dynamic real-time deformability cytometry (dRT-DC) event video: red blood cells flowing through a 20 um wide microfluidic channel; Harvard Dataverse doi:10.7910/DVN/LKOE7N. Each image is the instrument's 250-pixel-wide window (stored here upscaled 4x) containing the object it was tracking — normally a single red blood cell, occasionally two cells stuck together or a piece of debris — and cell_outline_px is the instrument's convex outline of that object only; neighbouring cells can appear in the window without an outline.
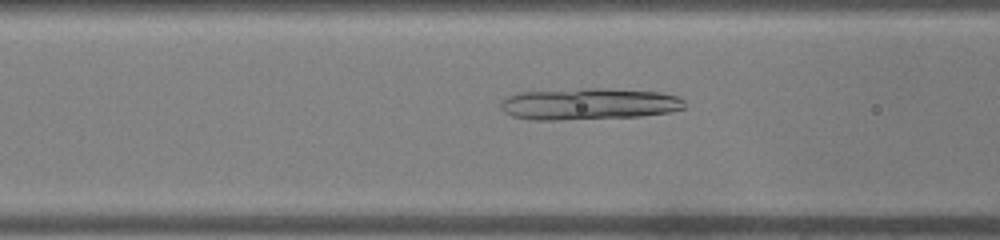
{"species": "common noctule bat (a hibernating species)", "species_latin": "Nyctalus noctula", "temperature_condition": "warm", "stored_images_in_passage": 42, "camera_frame_rate_fps": 3000, "um_per_image_px": 0.085, "animal": {"sex": "male", "body_mass_g": 19.0, "forearm_length_mm": 50.8}, "frame": {"image": 1, "passage_image": 14, "time_ms": 4.333, "image_size_px": [1000, 240], "cell_outline_px": [[684, 108], [672, 112], [640, 116], [560, 120], [532, 120], [512, 116], [504, 112], [500, 108], [500, 100], [508, 96], [520, 92], [584, 88], [600, 88], [660, 92], [680, 96], [684, 100]], "centroid_in_image_um": [50.04, 8.83], "position_along_channel_um": 116.6, "area_um2": 34.16}}
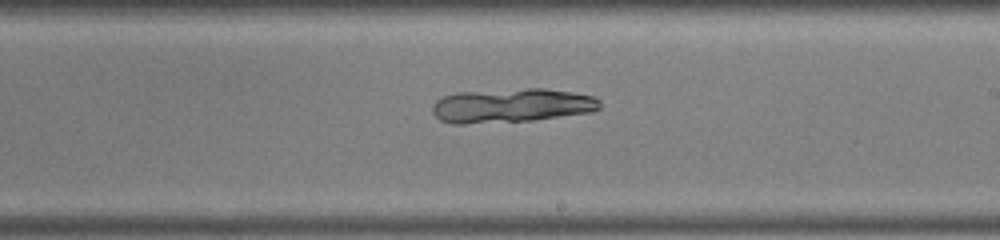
{"frame": {"image": 2, "passage_image": 23, "time_ms": 7.333, "image_size_px": [1000, 240], "cell_outline_px": [[600, 108], [592, 112], [532, 120], [464, 124], [452, 124], [440, 120], [432, 112], [432, 104], [436, 100], [444, 96], [460, 92], [528, 88], [544, 88], [572, 92], [592, 96], [600, 100]], "centroid_in_image_um": [43.47, 8.97], "position_along_channel_um": 245.5, "area_um2": 33.29}}
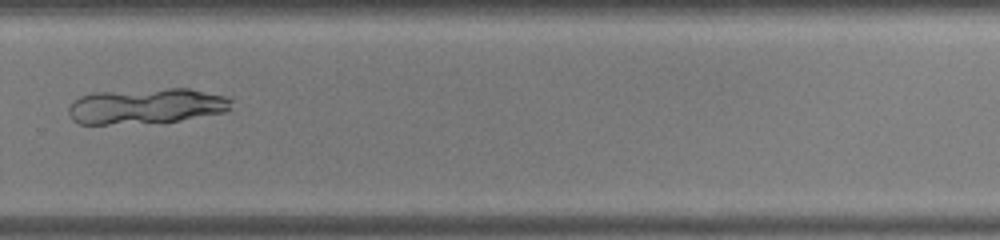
{"frame": {"image": 3, "passage_image": 28, "time_ms": 9.0, "image_size_px": [1000, 240], "cell_outline_px": [[232, 100], [228, 112], [180, 120], [108, 124], [80, 124], [72, 120], [68, 112], [68, 108], [80, 96], [96, 92], [168, 88], [188, 88], [224, 96]], "centroid_in_image_um": [12.44, 9.01], "position_along_channel_um": 317.4, "area_um2": 33.41}}